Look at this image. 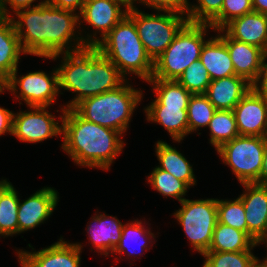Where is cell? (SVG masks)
<instances>
[{"mask_svg": "<svg viewBox=\"0 0 267 267\" xmlns=\"http://www.w3.org/2000/svg\"><path fill=\"white\" fill-rule=\"evenodd\" d=\"M156 99L149 105H166L167 107H188L192 94L176 80L150 79Z\"/></svg>", "mask_w": 267, "mask_h": 267, "instance_id": "obj_27", "label": "cell"}, {"mask_svg": "<svg viewBox=\"0 0 267 267\" xmlns=\"http://www.w3.org/2000/svg\"><path fill=\"white\" fill-rule=\"evenodd\" d=\"M159 13V14H158ZM156 15L144 13L138 8L127 12V16L135 23L139 38L147 55L154 62L172 43L180 29L188 22L182 14L158 11Z\"/></svg>", "mask_w": 267, "mask_h": 267, "instance_id": "obj_7", "label": "cell"}, {"mask_svg": "<svg viewBox=\"0 0 267 267\" xmlns=\"http://www.w3.org/2000/svg\"><path fill=\"white\" fill-rule=\"evenodd\" d=\"M187 108L149 105L144 110L147 121L159 123L170 133L174 141L180 142L189 134Z\"/></svg>", "mask_w": 267, "mask_h": 267, "instance_id": "obj_22", "label": "cell"}, {"mask_svg": "<svg viewBox=\"0 0 267 267\" xmlns=\"http://www.w3.org/2000/svg\"><path fill=\"white\" fill-rule=\"evenodd\" d=\"M86 1L87 0H49V2L57 8L67 9L75 12L79 9V13L81 12Z\"/></svg>", "mask_w": 267, "mask_h": 267, "instance_id": "obj_40", "label": "cell"}, {"mask_svg": "<svg viewBox=\"0 0 267 267\" xmlns=\"http://www.w3.org/2000/svg\"><path fill=\"white\" fill-rule=\"evenodd\" d=\"M239 135L267 137V96L254 86L233 109Z\"/></svg>", "mask_w": 267, "mask_h": 267, "instance_id": "obj_12", "label": "cell"}, {"mask_svg": "<svg viewBox=\"0 0 267 267\" xmlns=\"http://www.w3.org/2000/svg\"><path fill=\"white\" fill-rule=\"evenodd\" d=\"M155 238L154 234L147 228L145 229L142 225V222L138 219L132 221L130 223L123 224L122 234L119 244L116 246L115 250L113 251L114 254H125L128 257L135 255L137 251L134 248L130 247V244L137 243V246L140 247V251L142 250L147 251L149 250L148 244L152 241L151 238ZM142 241V242H141ZM131 242V243H130ZM149 242V243H147ZM136 245V244H135ZM130 248V249H129Z\"/></svg>", "mask_w": 267, "mask_h": 267, "instance_id": "obj_28", "label": "cell"}, {"mask_svg": "<svg viewBox=\"0 0 267 267\" xmlns=\"http://www.w3.org/2000/svg\"><path fill=\"white\" fill-rule=\"evenodd\" d=\"M252 87L245 78L233 75L212 80L204 95L216 110H233Z\"/></svg>", "mask_w": 267, "mask_h": 267, "instance_id": "obj_18", "label": "cell"}, {"mask_svg": "<svg viewBox=\"0 0 267 267\" xmlns=\"http://www.w3.org/2000/svg\"><path fill=\"white\" fill-rule=\"evenodd\" d=\"M117 3H119L121 6L125 7V10L131 11L132 9L136 8L133 4L135 3L136 0H112Z\"/></svg>", "mask_w": 267, "mask_h": 267, "instance_id": "obj_44", "label": "cell"}, {"mask_svg": "<svg viewBox=\"0 0 267 267\" xmlns=\"http://www.w3.org/2000/svg\"><path fill=\"white\" fill-rule=\"evenodd\" d=\"M127 10H122L121 5L112 0H87L79 13L84 23L93 26L95 31L92 34L83 37L85 46L95 47L124 17L127 16ZM81 15V16H80ZM96 32H101L96 37ZM87 37V38H86Z\"/></svg>", "mask_w": 267, "mask_h": 267, "instance_id": "obj_13", "label": "cell"}, {"mask_svg": "<svg viewBox=\"0 0 267 267\" xmlns=\"http://www.w3.org/2000/svg\"><path fill=\"white\" fill-rule=\"evenodd\" d=\"M259 184L267 185V143L265 147V153L263 157L262 169L259 177Z\"/></svg>", "mask_w": 267, "mask_h": 267, "instance_id": "obj_42", "label": "cell"}, {"mask_svg": "<svg viewBox=\"0 0 267 267\" xmlns=\"http://www.w3.org/2000/svg\"><path fill=\"white\" fill-rule=\"evenodd\" d=\"M218 222L233 227L247 234L245 209L242 200L217 199Z\"/></svg>", "mask_w": 267, "mask_h": 267, "instance_id": "obj_32", "label": "cell"}, {"mask_svg": "<svg viewBox=\"0 0 267 267\" xmlns=\"http://www.w3.org/2000/svg\"><path fill=\"white\" fill-rule=\"evenodd\" d=\"M206 23L187 22L177 33L172 43L154 61L151 79L177 80L184 70L200 59L205 44Z\"/></svg>", "mask_w": 267, "mask_h": 267, "instance_id": "obj_6", "label": "cell"}, {"mask_svg": "<svg viewBox=\"0 0 267 267\" xmlns=\"http://www.w3.org/2000/svg\"><path fill=\"white\" fill-rule=\"evenodd\" d=\"M18 193L6 179L0 181V235L18 234Z\"/></svg>", "mask_w": 267, "mask_h": 267, "instance_id": "obj_26", "label": "cell"}, {"mask_svg": "<svg viewBox=\"0 0 267 267\" xmlns=\"http://www.w3.org/2000/svg\"><path fill=\"white\" fill-rule=\"evenodd\" d=\"M255 243L245 232L224 225L217 221L211 245L206 252L251 251Z\"/></svg>", "mask_w": 267, "mask_h": 267, "instance_id": "obj_25", "label": "cell"}, {"mask_svg": "<svg viewBox=\"0 0 267 267\" xmlns=\"http://www.w3.org/2000/svg\"><path fill=\"white\" fill-rule=\"evenodd\" d=\"M224 0H197V5H189L188 22L209 24L220 12Z\"/></svg>", "mask_w": 267, "mask_h": 267, "instance_id": "obj_36", "label": "cell"}, {"mask_svg": "<svg viewBox=\"0 0 267 267\" xmlns=\"http://www.w3.org/2000/svg\"><path fill=\"white\" fill-rule=\"evenodd\" d=\"M35 0H0V16L11 17L10 11L7 9V4L10 5L11 10L16 12L24 8H30ZM10 14V15H9Z\"/></svg>", "mask_w": 267, "mask_h": 267, "instance_id": "obj_38", "label": "cell"}, {"mask_svg": "<svg viewBox=\"0 0 267 267\" xmlns=\"http://www.w3.org/2000/svg\"><path fill=\"white\" fill-rule=\"evenodd\" d=\"M208 127L211 135L210 143L216 150L239 136L233 110H216Z\"/></svg>", "mask_w": 267, "mask_h": 267, "instance_id": "obj_29", "label": "cell"}, {"mask_svg": "<svg viewBox=\"0 0 267 267\" xmlns=\"http://www.w3.org/2000/svg\"><path fill=\"white\" fill-rule=\"evenodd\" d=\"M6 78L0 73V93L6 90Z\"/></svg>", "mask_w": 267, "mask_h": 267, "instance_id": "obj_46", "label": "cell"}, {"mask_svg": "<svg viewBox=\"0 0 267 267\" xmlns=\"http://www.w3.org/2000/svg\"><path fill=\"white\" fill-rule=\"evenodd\" d=\"M266 143L267 137L239 135L224 143L217 153L241 184H259Z\"/></svg>", "mask_w": 267, "mask_h": 267, "instance_id": "obj_8", "label": "cell"}, {"mask_svg": "<svg viewBox=\"0 0 267 267\" xmlns=\"http://www.w3.org/2000/svg\"><path fill=\"white\" fill-rule=\"evenodd\" d=\"M253 12L252 0H224L221 12L209 23L213 31L223 29L229 22Z\"/></svg>", "mask_w": 267, "mask_h": 267, "instance_id": "obj_35", "label": "cell"}, {"mask_svg": "<svg viewBox=\"0 0 267 267\" xmlns=\"http://www.w3.org/2000/svg\"><path fill=\"white\" fill-rule=\"evenodd\" d=\"M202 267H249L258 257L251 251L205 252Z\"/></svg>", "mask_w": 267, "mask_h": 267, "instance_id": "obj_34", "label": "cell"}, {"mask_svg": "<svg viewBox=\"0 0 267 267\" xmlns=\"http://www.w3.org/2000/svg\"><path fill=\"white\" fill-rule=\"evenodd\" d=\"M61 110L62 149L79 166L108 171L125 145L122 133L85 120L73 108Z\"/></svg>", "mask_w": 267, "mask_h": 267, "instance_id": "obj_2", "label": "cell"}, {"mask_svg": "<svg viewBox=\"0 0 267 267\" xmlns=\"http://www.w3.org/2000/svg\"><path fill=\"white\" fill-rule=\"evenodd\" d=\"M157 11H171L187 16L190 2L188 0H136Z\"/></svg>", "mask_w": 267, "mask_h": 267, "instance_id": "obj_37", "label": "cell"}, {"mask_svg": "<svg viewBox=\"0 0 267 267\" xmlns=\"http://www.w3.org/2000/svg\"><path fill=\"white\" fill-rule=\"evenodd\" d=\"M15 16L18 19L11 17V20L25 54L55 60L60 54L86 47L83 35H75V29L82 23L75 11L57 8L44 0L34 7L16 11Z\"/></svg>", "mask_w": 267, "mask_h": 267, "instance_id": "obj_1", "label": "cell"}, {"mask_svg": "<svg viewBox=\"0 0 267 267\" xmlns=\"http://www.w3.org/2000/svg\"><path fill=\"white\" fill-rule=\"evenodd\" d=\"M217 33L216 37L206 40L200 55V61L207 69L211 80L236 75L227 46L223 42V34L221 30Z\"/></svg>", "mask_w": 267, "mask_h": 267, "instance_id": "obj_21", "label": "cell"}, {"mask_svg": "<svg viewBox=\"0 0 267 267\" xmlns=\"http://www.w3.org/2000/svg\"><path fill=\"white\" fill-rule=\"evenodd\" d=\"M87 227V233L92 246H95L98 253L108 256L119 244L122 234L123 224L116 217L105 214H95ZM104 253V254H103Z\"/></svg>", "mask_w": 267, "mask_h": 267, "instance_id": "obj_20", "label": "cell"}, {"mask_svg": "<svg viewBox=\"0 0 267 267\" xmlns=\"http://www.w3.org/2000/svg\"><path fill=\"white\" fill-rule=\"evenodd\" d=\"M57 68L59 91H73L76 97L65 109L74 108L80 101L120 87L126 80L119 69L96 47L86 46L63 53Z\"/></svg>", "mask_w": 267, "mask_h": 267, "instance_id": "obj_3", "label": "cell"}, {"mask_svg": "<svg viewBox=\"0 0 267 267\" xmlns=\"http://www.w3.org/2000/svg\"><path fill=\"white\" fill-rule=\"evenodd\" d=\"M80 243H68L61 237L47 248L39 251H18L21 267H79L82 252Z\"/></svg>", "mask_w": 267, "mask_h": 267, "instance_id": "obj_14", "label": "cell"}, {"mask_svg": "<svg viewBox=\"0 0 267 267\" xmlns=\"http://www.w3.org/2000/svg\"><path fill=\"white\" fill-rule=\"evenodd\" d=\"M267 59V54L264 59L263 69L260 76L259 81L254 85V87L262 94L267 96V63L265 60Z\"/></svg>", "mask_w": 267, "mask_h": 267, "instance_id": "obj_41", "label": "cell"}, {"mask_svg": "<svg viewBox=\"0 0 267 267\" xmlns=\"http://www.w3.org/2000/svg\"><path fill=\"white\" fill-rule=\"evenodd\" d=\"M253 11L267 14V0H252Z\"/></svg>", "mask_w": 267, "mask_h": 267, "instance_id": "obj_43", "label": "cell"}, {"mask_svg": "<svg viewBox=\"0 0 267 267\" xmlns=\"http://www.w3.org/2000/svg\"><path fill=\"white\" fill-rule=\"evenodd\" d=\"M22 50L11 17L0 16V73L7 79L18 66Z\"/></svg>", "mask_w": 267, "mask_h": 267, "instance_id": "obj_23", "label": "cell"}, {"mask_svg": "<svg viewBox=\"0 0 267 267\" xmlns=\"http://www.w3.org/2000/svg\"><path fill=\"white\" fill-rule=\"evenodd\" d=\"M216 108L204 94L192 95L187 108L189 134L208 127Z\"/></svg>", "mask_w": 267, "mask_h": 267, "instance_id": "obj_31", "label": "cell"}, {"mask_svg": "<svg viewBox=\"0 0 267 267\" xmlns=\"http://www.w3.org/2000/svg\"><path fill=\"white\" fill-rule=\"evenodd\" d=\"M58 193L54 188L44 187L36 191L18 206V234L45 222L58 203Z\"/></svg>", "mask_w": 267, "mask_h": 267, "instance_id": "obj_17", "label": "cell"}, {"mask_svg": "<svg viewBox=\"0 0 267 267\" xmlns=\"http://www.w3.org/2000/svg\"><path fill=\"white\" fill-rule=\"evenodd\" d=\"M221 32L233 62L235 74L245 78L254 86L260 79L267 53L255 45L232 39L223 29Z\"/></svg>", "mask_w": 267, "mask_h": 267, "instance_id": "obj_16", "label": "cell"}, {"mask_svg": "<svg viewBox=\"0 0 267 267\" xmlns=\"http://www.w3.org/2000/svg\"><path fill=\"white\" fill-rule=\"evenodd\" d=\"M249 267H267V262L265 259L260 261V259H256Z\"/></svg>", "mask_w": 267, "mask_h": 267, "instance_id": "obj_45", "label": "cell"}, {"mask_svg": "<svg viewBox=\"0 0 267 267\" xmlns=\"http://www.w3.org/2000/svg\"><path fill=\"white\" fill-rule=\"evenodd\" d=\"M13 112L0 107V136L5 133L12 135Z\"/></svg>", "mask_w": 267, "mask_h": 267, "instance_id": "obj_39", "label": "cell"}, {"mask_svg": "<svg viewBox=\"0 0 267 267\" xmlns=\"http://www.w3.org/2000/svg\"><path fill=\"white\" fill-rule=\"evenodd\" d=\"M174 217L183 227L194 251L201 255L209 250L218 221L217 199H184Z\"/></svg>", "mask_w": 267, "mask_h": 267, "instance_id": "obj_9", "label": "cell"}, {"mask_svg": "<svg viewBox=\"0 0 267 267\" xmlns=\"http://www.w3.org/2000/svg\"><path fill=\"white\" fill-rule=\"evenodd\" d=\"M31 111L13 113L12 135L23 142L37 143L62 134V124L47 107H30ZM53 115V116H52Z\"/></svg>", "mask_w": 267, "mask_h": 267, "instance_id": "obj_11", "label": "cell"}, {"mask_svg": "<svg viewBox=\"0 0 267 267\" xmlns=\"http://www.w3.org/2000/svg\"><path fill=\"white\" fill-rule=\"evenodd\" d=\"M247 235L257 244H267V185L242 183Z\"/></svg>", "mask_w": 267, "mask_h": 267, "instance_id": "obj_15", "label": "cell"}, {"mask_svg": "<svg viewBox=\"0 0 267 267\" xmlns=\"http://www.w3.org/2000/svg\"><path fill=\"white\" fill-rule=\"evenodd\" d=\"M223 30L240 42L255 45L267 53V16L251 12L229 22Z\"/></svg>", "mask_w": 267, "mask_h": 267, "instance_id": "obj_19", "label": "cell"}, {"mask_svg": "<svg viewBox=\"0 0 267 267\" xmlns=\"http://www.w3.org/2000/svg\"><path fill=\"white\" fill-rule=\"evenodd\" d=\"M142 92L126 80L116 89L80 101L73 109L85 120L123 134L143 98Z\"/></svg>", "mask_w": 267, "mask_h": 267, "instance_id": "obj_5", "label": "cell"}, {"mask_svg": "<svg viewBox=\"0 0 267 267\" xmlns=\"http://www.w3.org/2000/svg\"><path fill=\"white\" fill-rule=\"evenodd\" d=\"M155 152L160 162L157 168L167 171L175 178L185 182L189 187L195 185L196 180L192 165L180 151L159 140L156 143Z\"/></svg>", "mask_w": 267, "mask_h": 267, "instance_id": "obj_24", "label": "cell"}, {"mask_svg": "<svg viewBox=\"0 0 267 267\" xmlns=\"http://www.w3.org/2000/svg\"><path fill=\"white\" fill-rule=\"evenodd\" d=\"M126 78L135 74L146 82L152 78L154 62L147 55L135 23L124 17L96 46Z\"/></svg>", "mask_w": 267, "mask_h": 267, "instance_id": "obj_4", "label": "cell"}, {"mask_svg": "<svg viewBox=\"0 0 267 267\" xmlns=\"http://www.w3.org/2000/svg\"><path fill=\"white\" fill-rule=\"evenodd\" d=\"M148 182L152 185L153 189L158 191L165 197H172L182 202L185 193L189 186L180 179L175 178L173 175L165 170L154 168L151 175L147 176Z\"/></svg>", "mask_w": 267, "mask_h": 267, "instance_id": "obj_30", "label": "cell"}, {"mask_svg": "<svg viewBox=\"0 0 267 267\" xmlns=\"http://www.w3.org/2000/svg\"><path fill=\"white\" fill-rule=\"evenodd\" d=\"M18 67L6 80V90L15 95L17 99L24 100L29 107H49L56 100L59 91L57 68L51 76L43 71H35L17 76ZM18 77V78H17ZM18 87V88H17Z\"/></svg>", "mask_w": 267, "mask_h": 267, "instance_id": "obj_10", "label": "cell"}, {"mask_svg": "<svg viewBox=\"0 0 267 267\" xmlns=\"http://www.w3.org/2000/svg\"><path fill=\"white\" fill-rule=\"evenodd\" d=\"M176 81L192 95H196L204 94L212 80L199 59L189 65Z\"/></svg>", "mask_w": 267, "mask_h": 267, "instance_id": "obj_33", "label": "cell"}]
</instances>
